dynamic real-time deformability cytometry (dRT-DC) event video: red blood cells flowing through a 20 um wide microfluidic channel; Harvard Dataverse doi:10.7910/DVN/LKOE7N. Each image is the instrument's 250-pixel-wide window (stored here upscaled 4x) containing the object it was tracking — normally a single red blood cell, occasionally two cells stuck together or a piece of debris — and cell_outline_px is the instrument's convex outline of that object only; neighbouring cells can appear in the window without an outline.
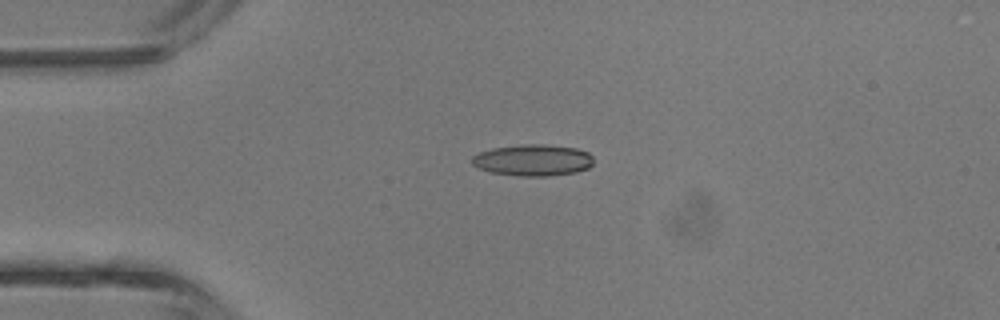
{"species": "common noctule bat (a hibernating species)", "species_latin": "Nyctalus noctula", "temperature_condition": "room temperature", "stored_images_in_passage": 2, "camera_frame_rate_fps": 3000, "um_per_image_px": 0.085, "animal": {"sex": "male", "body_mass_g": 13.3}, "frame": {"image": 1, "passage_image": 2, "time_ms": 1.0, "image_size_px": [1000, 320], "cell_outline_px": [[592, 164], [588, 168], [576, 172], [548, 176], [520, 176], [492, 172], [480, 168], [472, 164], [472, 156], [480, 152], [492, 148], [524, 144], [544, 144], [576, 148], [588, 152], [592, 156]], "centroid_in_image_um": [45.31, 13.61], "position_along_channel_um": 39.7, "area_um2": 22.2}}